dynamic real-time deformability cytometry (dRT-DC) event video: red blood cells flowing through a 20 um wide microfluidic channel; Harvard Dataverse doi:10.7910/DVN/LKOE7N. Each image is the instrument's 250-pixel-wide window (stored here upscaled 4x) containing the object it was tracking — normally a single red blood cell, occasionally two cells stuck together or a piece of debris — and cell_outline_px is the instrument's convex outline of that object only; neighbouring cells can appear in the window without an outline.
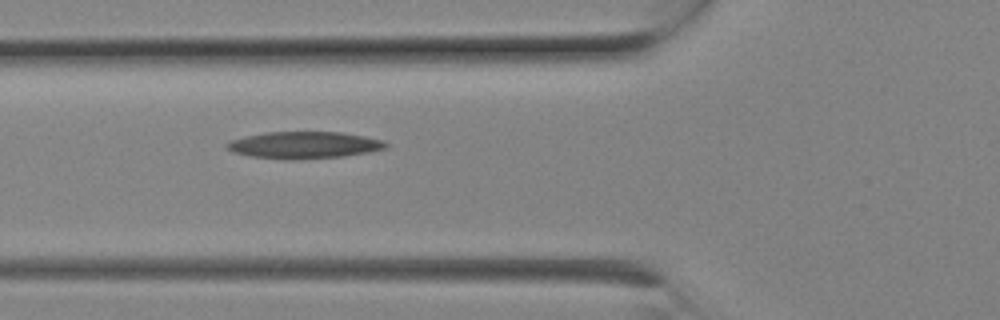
{"species": "Egyptian fruit bat (a non-hibernating species)", "species_latin": "Rousettus aegyptiacus", "temperature_condition": "room temperature", "stored_images_in_passage": 2, "camera_frame_rate_fps": 3000, "um_per_image_px": 0.085, "animal": {"sex": "female"}, "frame": {"image": 1, "passage_image": 2, "time_ms": 0.333, "image_size_px": [1000, 320], "cell_outline_px": [[388, 148], [368, 152], [344, 156], [292, 160], [284, 160], [248, 156], [232, 152], [224, 148], [224, 144], [232, 140], [244, 136], [264, 132], [340, 132], [364, 136], [384, 140], [388, 144]], "centroid_in_image_um": [25.8, 12.34], "position_along_channel_um": 100.0, "area_um2": 25.26}}